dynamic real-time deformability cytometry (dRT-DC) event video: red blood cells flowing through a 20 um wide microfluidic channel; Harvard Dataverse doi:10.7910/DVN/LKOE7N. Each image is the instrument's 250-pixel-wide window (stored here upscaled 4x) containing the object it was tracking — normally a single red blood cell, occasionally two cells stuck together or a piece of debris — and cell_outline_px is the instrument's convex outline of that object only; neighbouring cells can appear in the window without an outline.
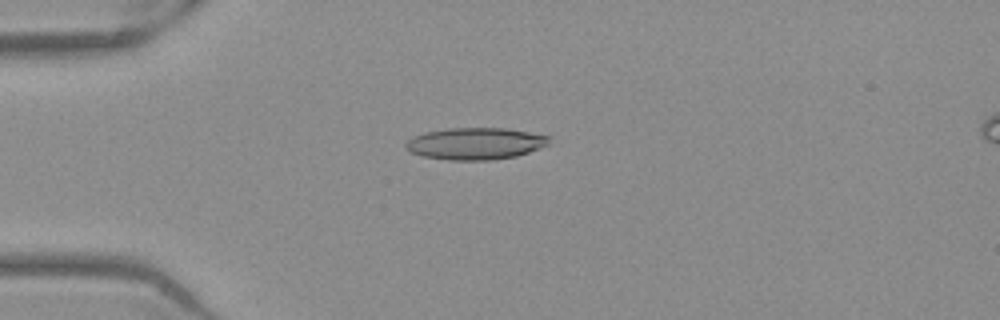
{"species": "Egyptian fruit bat (a non-hibernating species)", "species_latin": "Rousettus aegyptiacus", "temperature_condition": "warm", "stored_images_in_passage": 42, "camera_frame_rate_fps": 3000, "um_per_image_px": 0.085, "frame": {"image": 1, "passage_image": 4, "time_ms": 1.0, "image_size_px": [1000, 320], "cell_outline_px": [[548, 144], [528, 152], [516, 156], [492, 160], [448, 160], [424, 156], [412, 152], [404, 144], [412, 136], [424, 132], [448, 128], [508, 128], [548, 136]], "centroid_in_image_um": [40.38, 12.2], "position_along_channel_um": 44.6, "area_um2": 26.41}}
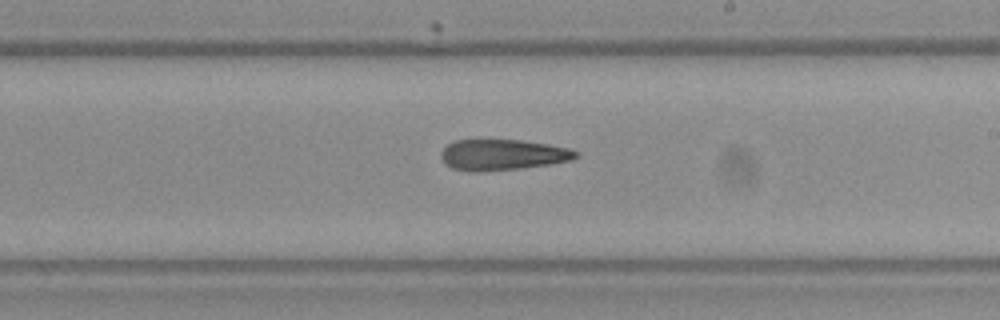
{"frame": {"image": 2, "passage_image": 21, "time_ms": 6.667, "image_size_px": [1000, 320], "cell_outline_px": [[580, 156], [572, 160], [552, 164], [520, 168], [480, 172], [476, 172], [452, 168], [444, 164], [440, 156], [440, 152], [448, 144], [456, 140], [520, 140], [548, 144], [568, 148], [580, 152]], "centroid_in_image_um": [42.74, 13.16], "position_along_channel_um": 246.3, "area_um2": 24.39}}
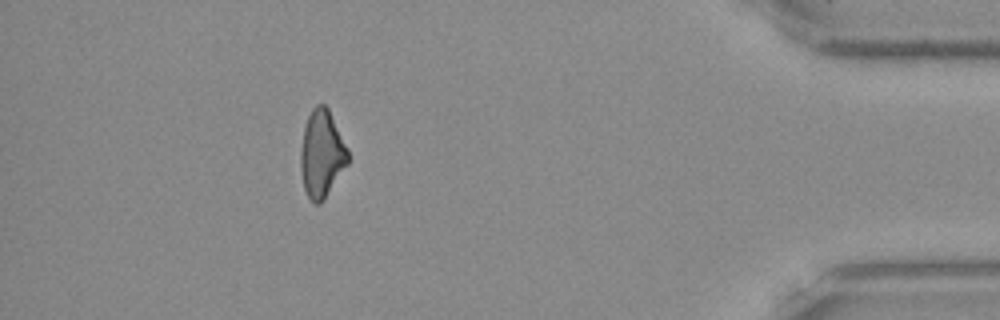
{"frame": {"image": 3, "passage_image": 37, "time_ms": 12.0, "image_size_px": [1000, 320], "cell_outline_px": [[348, 164], [324, 200], [320, 204], [312, 204], [304, 188], [300, 168], [300, 152], [304, 128], [308, 116], [312, 108], [316, 104], [324, 104], [328, 108], [348, 148]], "centroid_in_image_um": [27.35, 13.1], "position_along_channel_um": 407.9, "area_um2": 24.22}, "authors_computed_cell_mechanics": {"area_um2": 25.3453, "velocity_mm_per_s": 3.9613, "shape_relaxation_time_tau1_ms": null, "shape_relaxation_time_tau2_ms": 5.5554, "deformation_change_tau1": null, "deformation_change_tau2": 0.1779}}